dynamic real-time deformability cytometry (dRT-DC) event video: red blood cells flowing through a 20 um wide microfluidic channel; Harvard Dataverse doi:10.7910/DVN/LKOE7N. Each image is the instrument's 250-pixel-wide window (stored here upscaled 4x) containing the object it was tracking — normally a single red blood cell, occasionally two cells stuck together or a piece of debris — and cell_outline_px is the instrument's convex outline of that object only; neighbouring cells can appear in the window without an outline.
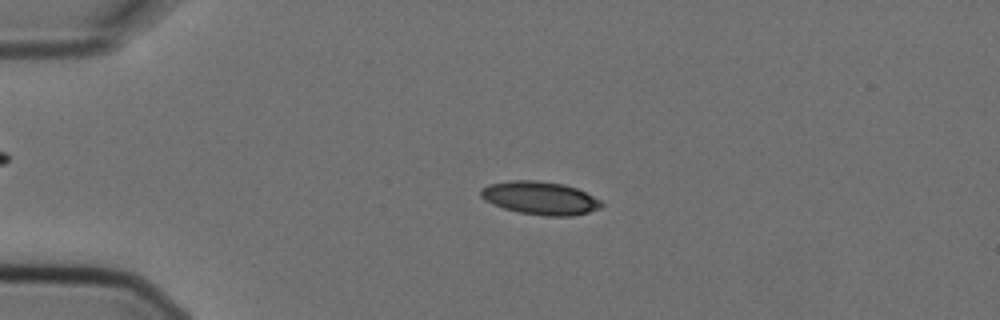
{"species": "Egyptian fruit bat (a non-hibernating species)", "species_latin": "Rousettus aegyptiacus", "temperature_condition": "cold", "stored_images_in_passage": 4, "camera_frame_rate_fps": 3000, "um_per_image_px": 0.085, "animal": {"sex": "female"}, "frame": {"image": 1, "passage_image": 3, "time_ms": 0.667, "image_size_px": [1000, 320], "cell_outline_px": [[604, 204], [600, 208], [588, 212], [572, 216], [544, 216], [520, 212], [504, 208], [492, 204], [484, 200], [480, 196], [480, 188], [488, 184], [508, 180], [536, 180], [564, 184], [576, 188], [600, 200]], "centroid_in_image_um": [45.87, 16.82], "position_along_channel_um": 39.1, "area_um2": 23.35}}